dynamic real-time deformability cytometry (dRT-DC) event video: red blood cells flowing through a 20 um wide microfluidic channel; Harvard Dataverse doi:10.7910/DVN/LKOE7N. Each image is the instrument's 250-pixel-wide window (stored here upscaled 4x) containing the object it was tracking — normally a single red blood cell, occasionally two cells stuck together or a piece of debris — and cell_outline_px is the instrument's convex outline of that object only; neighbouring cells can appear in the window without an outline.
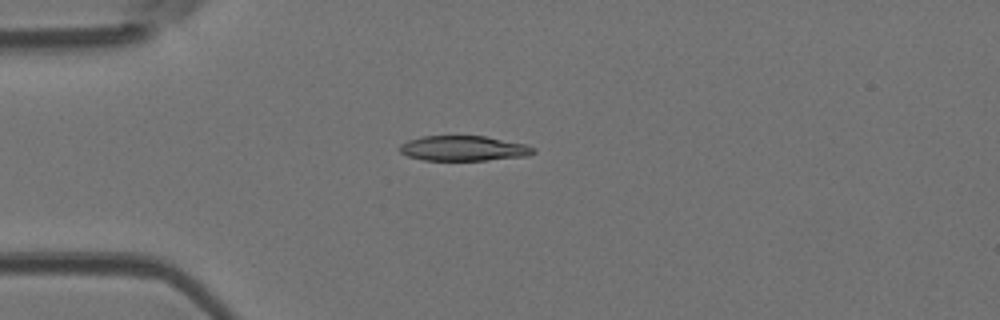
{"species": "Egyptian fruit bat (a non-hibernating species)", "species_latin": "Rousettus aegyptiacus", "temperature_condition": "room temperature", "stored_images_in_passage": 4, "camera_frame_rate_fps": 3000, "um_per_image_px": 0.085, "animal": {"sex": "female"}, "frame": {"image": 1, "passage_image": 4, "time_ms": 1.0, "image_size_px": [1000, 320], "cell_outline_px": [[536, 152], [528, 156], [488, 160], [424, 160], [408, 156], [400, 152], [400, 144], [408, 140], [420, 136], [484, 136], [524, 144], [536, 148]], "centroid_in_image_um": [39.41, 12.61], "position_along_channel_um": 45.6, "area_um2": 19.54}}